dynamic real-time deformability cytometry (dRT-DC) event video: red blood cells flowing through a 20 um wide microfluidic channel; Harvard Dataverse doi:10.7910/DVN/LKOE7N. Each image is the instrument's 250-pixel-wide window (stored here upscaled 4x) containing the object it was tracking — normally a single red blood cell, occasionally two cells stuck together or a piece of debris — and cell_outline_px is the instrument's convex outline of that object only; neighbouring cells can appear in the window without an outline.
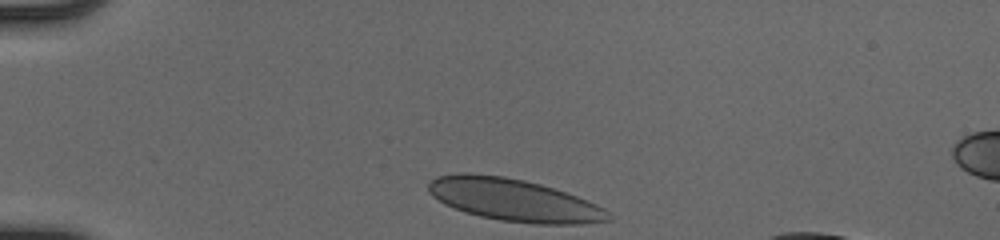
{"species": "human", "species_latin": "Homo sapiens", "temperature_condition": "cold", "stored_images_in_passage": 32, "camera_frame_rate_fps": 3000, "um_per_image_px": 0.085, "donor": {"sex": "male"}, "frame": {"image": 1, "passage_image": 1, "time_ms": 0.0, "image_size_px": [1000, 240], "cell_outline_px": [[612, 220], [584, 224], [532, 224], [500, 220], [480, 216], [464, 212], [444, 204], [432, 196], [428, 192], [428, 184], [436, 176], [460, 172], [468, 172], [504, 176], [524, 180], [540, 184], [588, 200], [604, 208], [608, 212]], "centroid_in_image_um": [43.65, 17.0], "position_along_channel_um": 41.4, "area_um2": 44.62}}
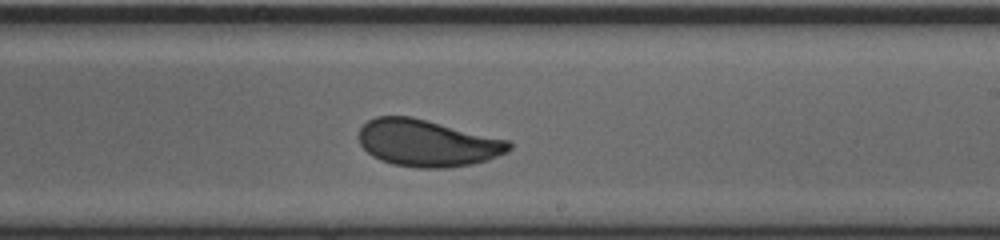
{"frame": {"image": 2, "passage_image": 20, "time_ms": 6.333, "image_size_px": [1000, 240], "cell_outline_px": [[512, 148], [508, 152], [488, 160], [472, 164], [448, 168], [416, 168], [392, 164], [380, 160], [372, 156], [360, 144], [360, 128], [368, 120], [376, 116], [412, 116], [512, 140]], "centroid_in_image_um": [36.38, 12.16], "position_along_channel_um": 252.6, "area_um2": 41.56}}
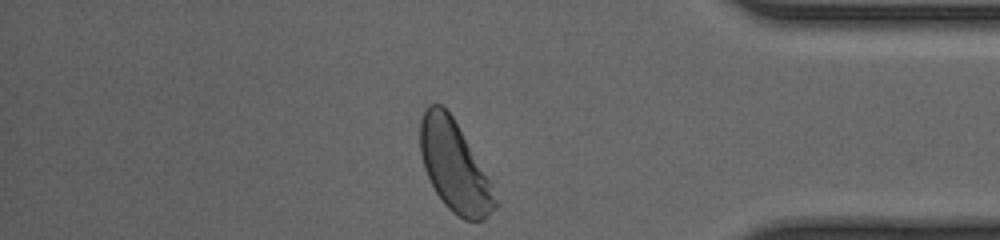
{"frame": {"image": 3, "passage_image": 32, "time_ms": 10.333, "image_size_px": [1000, 240], "cell_outline_px": [[500, 204], [484, 220], [464, 220], [452, 212], [444, 204], [436, 192], [424, 168], [420, 152], [420, 120], [428, 104], [440, 104], [452, 116], [492, 184]], "centroid_in_image_um": [38.64, 14.18], "position_along_channel_um": 396.6, "area_um2": 39.13}, "authors_computed_cell_mechanics": {"area_um2": 41.5582, "velocity_mm_per_s": 4.0916, "shape_relaxation_time_tau1_ms": 2.3443, "shape_relaxation_time_tau2_ms": null, "deformation_change_tau1": 0.1032, "deformation_change_tau2": null}}